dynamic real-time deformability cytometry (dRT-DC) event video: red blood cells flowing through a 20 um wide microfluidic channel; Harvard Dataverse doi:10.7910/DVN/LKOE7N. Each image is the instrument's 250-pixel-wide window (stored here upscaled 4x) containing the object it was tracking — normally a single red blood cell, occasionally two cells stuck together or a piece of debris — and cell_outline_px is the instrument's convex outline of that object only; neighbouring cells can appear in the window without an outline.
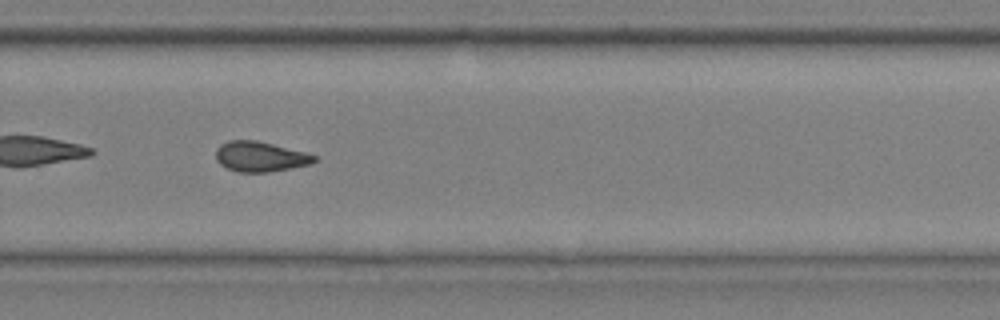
{"species": "common noctule bat (a hibernating species)", "species_latin": "Nyctalus noctula", "temperature_condition": "cold", "stored_images_in_passage": 39, "camera_frame_rate_fps": 3000, "um_per_image_px": 0.085, "animal": {"sex": "male", "body_mass_g": 20.4}, "frame": {"image": 1, "passage_image": 23, "time_ms": 7.333, "image_size_px": [1000, 320], "cell_outline_px": [[316, 160], [308, 164], [268, 172], [236, 172], [220, 164], [216, 160], [216, 148], [220, 144], [228, 140], [256, 140], [304, 152], [316, 156]], "centroid_in_image_um": [22.05, 13.3], "position_along_channel_um": 307.8, "area_um2": 17.05}, "authors_computed_cell_mechanics": {"area_um2": 17.2822, "velocity_mm_per_s": 3.6415, "shape_relaxation_time_tau1_ms": null, "shape_relaxation_time_tau2_ms": 2.8773, "deformation_change_tau1": null, "deformation_change_tau2": 0.0789}}